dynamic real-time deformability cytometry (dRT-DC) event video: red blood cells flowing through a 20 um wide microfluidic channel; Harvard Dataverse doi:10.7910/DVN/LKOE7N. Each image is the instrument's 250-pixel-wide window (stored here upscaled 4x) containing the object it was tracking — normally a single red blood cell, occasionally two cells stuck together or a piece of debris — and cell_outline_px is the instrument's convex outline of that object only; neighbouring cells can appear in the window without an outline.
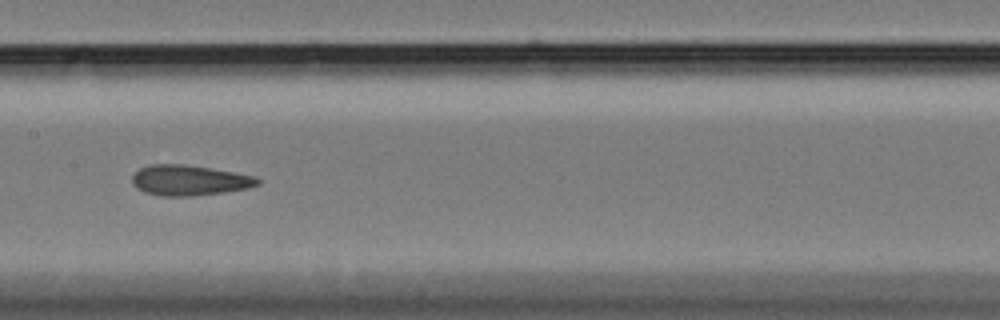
{"species": "Egyptian fruit bat (a non-hibernating species)", "species_latin": "Rousettus aegyptiacus", "temperature_condition": "cold", "stored_images_in_passage": 18, "camera_frame_rate_fps": 3000, "um_per_image_px": 0.085, "animal": {"sex": "female"}, "frame": {"image": 1, "passage_image": 13, "time_ms": 4.0, "image_size_px": [1000, 320], "cell_outline_px": [[260, 184], [248, 188], [224, 192], [192, 196], [160, 196], [144, 192], [136, 188], [132, 184], [132, 176], [140, 168], [152, 164], [184, 164], [256, 176], [260, 180]], "centroid_in_image_um": [16.07, 15.33], "position_along_channel_um": 191.3, "area_um2": 22.2}}
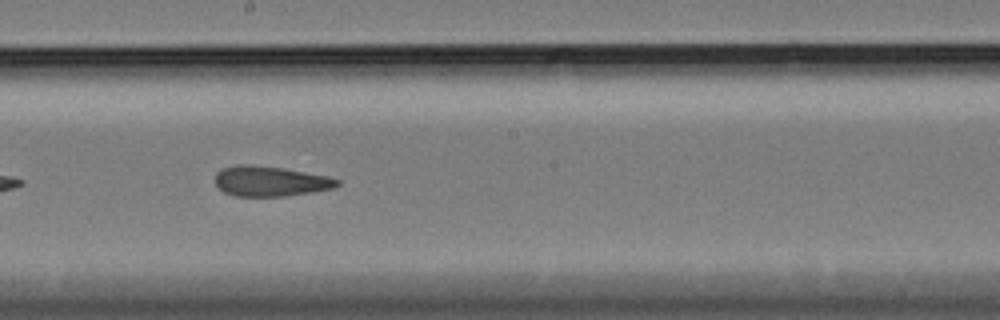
{"frame": {"image": 2, "passage_image": 16, "time_ms": 5.0, "image_size_px": [1000, 320], "cell_outline_px": [[340, 184], [332, 188], [312, 192], [284, 196], [232, 196], [224, 192], [216, 184], [216, 172], [220, 168], [240, 164], [252, 164], [284, 168], [328, 176], [340, 180]], "centroid_in_image_um": [22.96, 15.39], "position_along_channel_um": 225.2, "area_um2": 21.56}}